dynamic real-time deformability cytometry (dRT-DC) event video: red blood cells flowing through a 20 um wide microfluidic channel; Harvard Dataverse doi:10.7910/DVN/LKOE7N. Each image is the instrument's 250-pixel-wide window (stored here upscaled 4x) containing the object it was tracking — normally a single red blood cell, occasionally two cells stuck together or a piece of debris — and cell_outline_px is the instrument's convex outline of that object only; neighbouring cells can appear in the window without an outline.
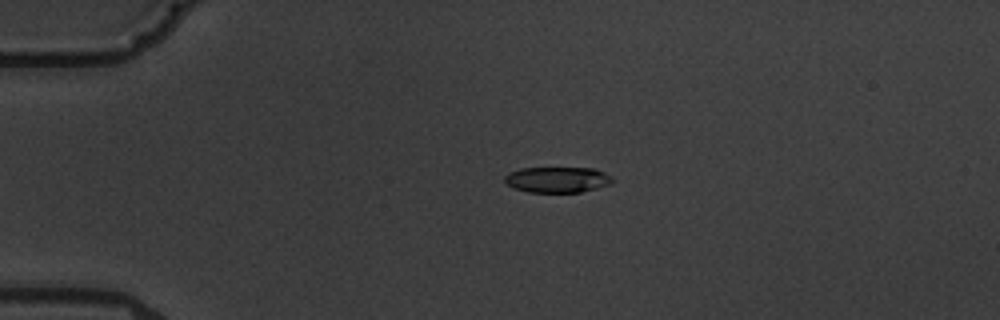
{"species": "common noctule bat (a hibernating species)", "species_latin": "Nyctalus noctula", "temperature_condition": "warm", "stored_images_in_passage": 6, "camera_frame_rate_fps": 3000, "um_per_image_px": 0.085, "animal": {"sex": "male", "body_mass_g": 19.5, "forearm_length_mm": 54.6}, "frame": {"image": 1, "passage_image": 3, "time_ms": 3.333, "image_size_px": [1000, 320], "cell_outline_px": [[612, 184], [580, 192], [528, 192], [516, 188], [508, 184], [504, 180], [504, 176], [508, 172], [520, 168], [596, 168], [612, 176]], "centroid_in_image_um": [47.39, 15.26], "position_along_channel_um": 37.6, "area_um2": 16.18}}
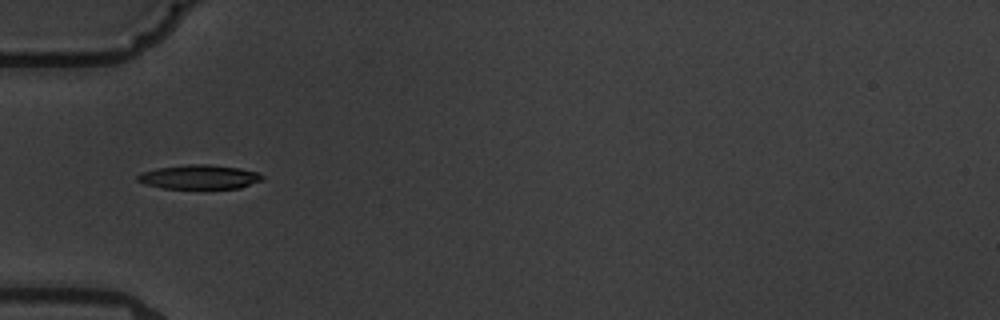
{"frame": {"image": 2, "passage_image": 5, "time_ms": 5.333, "image_size_px": [1000, 320], "cell_outline_px": [[264, 180], [240, 188], [160, 188], [144, 184], [136, 180], [136, 176], [144, 172], [156, 168], [188, 164], [208, 164], [240, 168], [256, 172], [264, 176]], "centroid_in_image_um": [16.94, 15.04], "position_along_channel_um": 68.1, "area_um2": 17.63}}
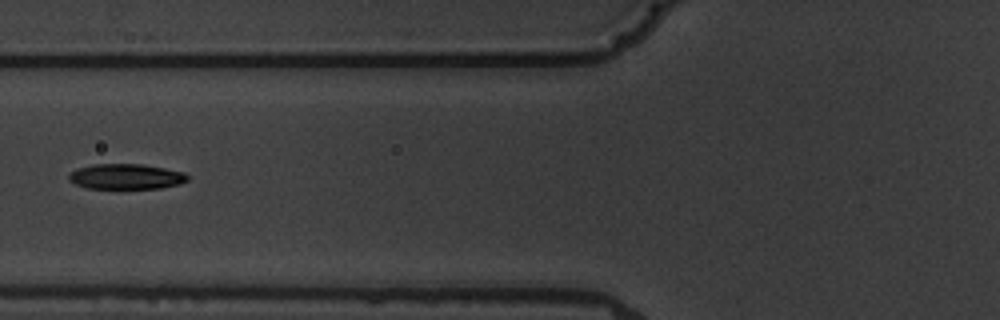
{"frame": {"image": 3, "passage_image": 6, "time_ms": 6.667, "image_size_px": [1000, 320], "cell_outline_px": [[188, 180], [180, 184], [160, 188], [88, 188], [76, 184], [68, 180], [68, 176], [76, 168], [92, 164], [144, 164], [184, 172], [188, 176]], "centroid_in_image_um": [10.72, 15.0], "position_along_channel_um": 115.1, "area_um2": 17.51}}